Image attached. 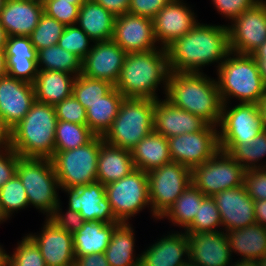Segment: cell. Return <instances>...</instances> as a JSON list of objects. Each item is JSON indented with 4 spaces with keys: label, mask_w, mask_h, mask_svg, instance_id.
<instances>
[{
    "label": "cell",
    "mask_w": 266,
    "mask_h": 266,
    "mask_svg": "<svg viewBox=\"0 0 266 266\" xmlns=\"http://www.w3.org/2000/svg\"><path fill=\"white\" fill-rule=\"evenodd\" d=\"M166 50L170 72L201 73L212 63L219 68L230 52L228 27L198 22Z\"/></svg>",
    "instance_id": "6da1fadb"
},
{
    "label": "cell",
    "mask_w": 266,
    "mask_h": 266,
    "mask_svg": "<svg viewBox=\"0 0 266 266\" xmlns=\"http://www.w3.org/2000/svg\"><path fill=\"white\" fill-rule=\"evenodd\" d=\"M164 97L174 106L218 127L223 103L216 79L204 72H170Z\"/></svg>",
    "instance_id": "7a4b0ae2"
},
{
    "label": "cell",
    "mask_w": 266,
    "mask_h": 266,
    "mask_svg": "<svg viewBox=\"0 0 266 266\" xmlns=\"http://www.w3.org/2000/svg\"><path fill=\"white\" fill-rule=\"evenodd\" d=\"M170 69L167 50L158 48L146 52L127 53L115 88L125 98H158V86L167 91ZM157 90V91H156Z\"/></svg>",
    "instance_id": "3957f363"
},
{
    "label": "cell",
    "mask_w": 266,
    "mask_h": 266,
    "mask_svg": "<svg viewBox=\"0 0 266 266\" xmlns=\"http://www.w3.org/2000/svg\"><path fill=\"white\" fill-rule=\"evenodd\" d=\"M57 121L53 105L35 101L24 118L8 132V145L21 158L51 159Z\"/></svg>",
    "instance_id": "277c9868"
},
{
    "label": "cell",
    "mask_w": 266,
    "mask_h": 266,
    "mask_svg": "<svg viewBox=\"0 0 266 266\" xmlns=\"http://www.w3.org/2000/svg\"><path fill=\"white\" fill-rule=\"evenodd\" d=\"M217 70V85L223 104L236 98L239 103L259 104L266 86L253 55L230 51Z\"/></svg>",
    "instance_id": "5b68a950"
},
{
    "label": "cell",
    "mask_w": 266,
    "mask_h": 266,
    "mask_svg": "<svg viewBox=\"0 0 266 266\" xmlns=\"http://www.w3.org/2000/svg\"><path fill=\"white\" fill-rule=\"evenodd\" d=\"M148 98H125L117 117L103 139L106 143L130 150L154 131V105Z\"/></svg>",
    "instance_id": "8992f818"
},
{
    "label": "cell",
    "mask_w": 266,
    "mask_h": 266,
    "mask_svg": "<svg viewBox=\"0 0 266 266\" xmlns=\"http://www.w3.org/2000/svg\"><path fill=\"white\" fill-rule=\"evenodd\" d=\"M16 175L22 182L29 205L48 218L60 202V185L51 159L20 158Z\"/></svg>",
    "instance_id": "52a82bcc"
},
{
    "label": "cell",
    "mask_w": 266,
    "mask_h": 266,
    "mask_svg": "<svg viewBox=\"0 0 266 266\" xmlns=\"http://www.w3.org/2000/svg\"><path fill=\"white\" fill-rule=\"evenodd\" d=\"M100 136L73 150L58 151L51 158L60 187H79L97 182Z\"/></svg>",
    "instance_id": "ba28073f"
},
{
    "label": "cell",
    "mask_w": 266,
    "mask_h": 266,
    "mask_svg": "<svg viewBox=\"0 0 266 266\" xmlns=\"http://www.w3.org/2000/svg\"><path fill=\"white\" fill-rule=\"evenodd\" d=\"M246 170L227 152L219 150L201 165L191 169V184L205 196L240 187Z\"/></svg>",
    "instance_id": "9c48e42d"
},
{
    "label": "cell",
    "mask_w": 266,
    "mask_h": 266,
    "mask_svg": "<svg viewBox=\"0 0 266 266\" xmlns=\"http://www.w3.org/2000/svg\"><path fill=\"white\" fill-rule=\"evenodd\" d=\"M105 191L114 216L120 223H129V219L146 206L151 211L147 172L135 168L120 180L106 184Z\"/></svg>",
    "instance_id": "30bf717a"
},
{
    "label": "cell",
    "mask_w": 266,
    "mask_h": 266,
    "mask_svg": "<svg viewBox=\"0 0 266 266\" xmlns=\"http://www.w3.org/2000/svg\"><path fill=\"white\" fill-rule=\"evenodd\" d=\"M191 184V169L170 162L148 172L151 214L158 220Z\"/></svg>",
    "instance_id": "8fae6325"
},
{
    "label": "cell",
    "mask_w": 266,
    "mask_h": 266,
    "mask_svg": "<svg viewBox=\"0 0 266 266\" xmlns=\"http://www.w3.org/2000/svg\"><path fill=\"white\" fill-rule=\"evenodd\" d=\"M218 130L208 124L201 131L167 138L172 162L192 169L209 160L220 150Z\"/></svg>",
    "instance_id": "7c38bea8"
},
{
    "label": "cell",
    "mask_w": 266,
    "mask_h": 266,
    "mask_svg": "<svg viewBox=\"0 0 266 266\" xmlns=\"http://www.w3.org/2000/svg\"><path fill=\"white\" fill-rule=\"evenodd\" d=\"M228 105L222 106L218 125L219 143H247L264 130L258 104L238 103L234 107Z\"/></svg>",
    "instance_id": "4fadbf2b"
},
{
    "label": "cell",
    "mask_w": 266,
    "mask_h": 266,
    "mask_svg": "<svg viewBox=\"0 0 266 266\" xmlns=\"http://www.w3.org/2000/svg\"><path fill=\"white\" fill-rule=\"evenodd\" d=\"M230 23V51L252 55L266 41V2L261 0Z\"/></svg>",
    "instance_id": "5bb4252c"
},
{
    "label": "cell",
    "mask_w": 266,
    "mask_h": 266,
    "mask_svg": "<svg viewBox=\"0 0 266 266\" xmlns=\"http://www.w3.org/2000/svg\"><path fill=\"white\" fill-rule=\"evenodd\" d=\"M35 101L33 84L8 74L0 78V122L8 132L24 118Z\"/></svg>",
    "instance_id": "9a60e30c"
},
{
    "label": "cell",
    "mask_w": 266,
    "mask_h": 266,
    "mask_svg": "<svg viewBox=\"0 0 266 266\" xmlns=\"http://www.w3.org/2000/svg\"><path fill=\"white\" fill-rule=\"evenodd\" d=\"M126 53L146 52L157 46L153 19L124 13L117 16L112 38Z\"/></svg>",
    "instance_id": "2e32d148"
},
{
    "label": "cell",
    "mask_w": 266,
    "mask_h": 266,
    "mask_svg": "<svg viewBox=\"0 0 266 266\" xmlns=\"http://www.w3.org/2000/svg\"><path fill=\"white\" fill-rule=\"evenodd\" d=\"M60 188L69 196L68 208L79 212L85 221H102L106 224L119 222L106 196L105 185L101 182Z\"/></svg>",
    "instance_id": "e0dca14e"
},
{
    "label": "cell",
    "mask_w": 266,
    "mask_h": 266,
    "mask_svg": "<svg viewBox=\"0 0 266 266\" xmlns=\"http://www.w3.org/2000/svg\"><path fill=\"white\" fill-rule=\"evenodd\" d=\"M93 43L82 60L81 74L108 81L115 86L127 53L113 39Z\"/></svg>",
    "instance_id": "ac0fdd59"
},
{
    "label": "cell",
    "mask_w": 266,
    "mask_h": 266,
    "mask_svg": "<svg viewBox=\"0 0 266 266\" xmlns=\"http://www.w3.org/2000/svg\"><path fill=\"white\" fill-rule=\"evenodd\" d=\"M186 5L183 0H172L153 18L156 41L161 48L166 49L198 23L194 10Z\"/></svg>",
    "instance_id": "d6986e66"
},
{
    "label": "cell",
    "mask_w": 266,
    "mask_h": 266,
    "mask_svg": "<svg viewBox=\"0 0 266 266\" xmlns=\"http://www.w3.org/2000/svg\"><path fill=\"white\" fill-rule=\"evenodd\" d=\"M191 266H231L232 256L227 233H187Z\"/></svg>",
    "instance_id": "ffe728a7"
},
{
    "label": "cell",
    "mask_w": 266,
    "mask_h": 266,
    "mask_svg": "<svg viewBox=\"0 0 266 266\" xmlns=\"http://www.w3.org/2000/svg\"><path fill=\"white\" fill-rule=\"evenodd\" d=\"M44 223L40 233H29L27 235L40 249L46 266L74 265L73 234L59 229L48 218Z\"/></svg>",
    "instance_id": "44dd1931"
},
{
    "label": "cell",
    "mask_w": 266,
    "mask_h": 266,
    "mask_svg": "<svg viewBox=\"0 0 266 266\" xmlns=\"http://www.w3.org/2000/svg\"><path fill=\"white\" fill-rule=\"evenodd\" d=\"M213 198L225 232L256 223L254 200L248 195L244 185L223 190Z\"/></svg>",
    "instance_id": "7402d4cb"
},
{
    "label": "cell",
    "mask_w": 266,
    "mask_h": 266,
    "mask_svg": "<svg viewBox=\"0 0 266 266\" xmlns=\"http://www.w3.org/2000/svg\"><path fill=\"white\" fill-rule=\"evenodd\" d=\"M154 131L167 138L203 130L208 123L199 116L174 106L166 98L154 105Z\"/></svg>",
    "instance_id": "603a6c76"
},
{
    "label": "cell",
    "mask_w": 266,
    "mask_h": 266,
    "mask_svg": "<svg viewBox=\"0 0 266 266\" xmlns=\"http://www.w3.org/2000/svg\"><path fill=\"white\" fill-rule=\"evenodd\" d=\"M140 255V266H188V235L185 231H172L151 244Z\"/></svg>",
    "instance_id": "cb8c5ba5"
},
{
    "label": "cell",
    "mask_w": 266,
    "mask_h": 266,
    "mask_svg": "<svg viewBox=\"0 0 266 266\" xmlns=\"http://www.w3.org/2000/svg\"><path fill=\"white\" fill-rule=\"evenodd\" d=\"M44 13L39 0H6L0 11V23L10 36H30Z\"/></svg>",
    "instance_id": "d4e9b609"
},
{
    "label": "cell",
    "mask_w": 266,
    "mask_h": 266,
    "mask_svg": "<svg viewBox=\"0 0 266 266\" xmlns=\"http://www.w3.org/2000/svg\"><path fill=\"white\" fill-rule=\"evenodd\" d=\"M135 169L131 151L112 146L100 136L97 182L103 185L120 180Z\"/></svg>",
    "instance_id": "484cf974"
},
{
    "label": "cell",
    "mask_w": 266,
    "mask_h": 266,
    "mask_svg": "<svg viewBox=\"0 0 266 266\" xmlns=\"http://www.w3.org/2000/svg\"><path fill=\"white\" fill-rule=\"evenodd\" d=\"M116 17L94 0H86L79 8L76 25L94 42L113 38Z\"/></svg>",
    "instance_id": "4316f807"
},
{
    "label": "cell",
    "mask_w": 266,
    "mask_h": 266,
    "mask_svg": "<svg viewBox=\"0 0 266 266\" xmlns=\"http://www.w3.org/2000/svg\"><path fill=\"white\" fill-rule=\"evenodd\" d=\"M75 79L61 71L38 70L33 83L36 101L55 106L72 95Z\"/></svg>",
    "instance_id": "83f0119b"
},
{
    "label": "cell",
    "mask_w": 266,
    "mask_h": 266,
    "mask_svg": "<svg viewBox=\"0 0 266 266\" xmlns=\"http://www.w3.org/2000/svg\"><path fill=\"white\" fill-rule=\"evenodd\" d=\"M136 169L149 172L172 162L167 137L153 131L131 149Z\"/></svg>",
    "instance_id": "f1b7e54d"
},
{
    "label": "cell",
    "mask_w": 266,
    "mask_h": 266,
    "mask_svg": "<svg viewBox=\"0 0 266 266\" xmlns=\"http://www.w3.org/2000/svg\"><path fill=\"white\" fill-rule=\"evenodd\" d=\"M120 222L106 224L102 221H85L82 228L73 234L75 257L105 252L114 229Z\"/></svg>",
    "instance_id": "f546056e"
},
{
    "label": "cell",
    "mask_w": 266,
    "mask_h": 266,
    "mask_svg": "<svg viewBox=\"0 0 266 266\" xmlns=\"http://www.w3.org/2000/svg\"><path fill=\"white\" fill-rule=\"evenodd\" d=\"M232 253L240 260L258 261L266 255V228L254 223L245 228L226 231Z\"/></svg>",
    "instance_id": "4dcf8cb0"
},
{
    "label": "cell",
    "mask_w": 266,
    "mask_h": 266,
    "mask_svg": "<svg viewBox=\"0 0 266 266\" xmlns=\"http://www.w3.org/2000/svg\"><path fill=\"white\" fill-rule=\"evenodd\" d=\"M134 229L129 223H120L113 231L111 241L105 250L109 266H140V257H135ZM134 253V254H133Z\"/></svg>",
    "instance_id": "1f68e13d"
},
{
    "label": "cell",
    "mask_w": 266,
    "mask_h": 266,
    "mask_svg": "<svg viewBox=\"0 0 266 266\" xmlns=\"http://www.w3.org/2000/svg\"><path fill=\"white\" fill-rule=\"evenodd\" d=\"M124 99L125 97L114 87L86 109V125L96 136H104L111 128Z\"/></svg>",
    "instance_id": "d6a6232c"
},
{
    "label": "cell",
    "mask_w": 266,
    "mask_h": 266,
    "mask_svg": "<svg viewBox=\"0 0 266 266\" xmlns=\"http://www.w3.org/2000/svg\"><path fill=\"white\" fill-rule=\"evenodd\" d=\"M204 197L199 189L190 184L159 220L168 218L174 226L185 230L193 222Z\"/></svg>",
    "instance_id": "836d02e7"
},
{
    "label": "cell",
    "mask_w": 266,
    "mask_h": 266,
    "mask_svg": "<svg viewBox=\"0 0 266 266\" xmlns=\"http://www.w3.org/2000/svg\"><path fill=\"white\" fill-rule=\"evenodd\" d=\"M220 150L229 153L246 171L265 168L259 161L266 156V131L247 143H219ZM259 164V165H258Z\"/></svg>",
    "instance_id": "e575fe53"
},
{
    "label": "cell",
    "mask_w": 266,
    "mask_h": 266,
    "mask_svg": "<svg viewBox=\"0 0 266 266\" xmlns=\"http://www.w3.org/2000/svg\"><path fill=\"white\" fill-rule=\"evenodd\" d=\"M38 70L61 71L74 76L82 72V60L58 44L37 51Z\"/></svg>",
    "instance_id": "d590c367"
},
{
    "label": "cell",
    "mask_w": 266,
    "mask_h": 266,
    "mask_svg": "<svg viewBox=\"0 0 266 266\" xmlns=\"http://www.w3.org/2000/svg\"><path fill=\"white\" fill-rule=\"evenodd\" d=\"M95 136L87 125L58 120L55 131L54 153L84 146Z\"/></svg>",
    "instance_id": "8d00e7d4"
},
{
    "label": "cell",
    "mask_w": 266,
    "mask_h": 266,
    "mask_svg": "<svg viewBox=\"0 0 266 266\" xmlns=\"http://www.w3.org/2000/svg\"><path fill=\"white\" fill-rule=\"evenodd\" d=\"M29 206L28 197L17 175L0 188V215L6 221L18 210Z\"/></svg>",
    "instance_id": "74e56055"
},
{
    "label": "cell",
    "mask_w": 266,
    "mask_h": 266,
    "mask_svg": "<svg viewBox=\"0 0 266 266\" xmlns=\"http://www.w3.org/2000/svg\"><path fill=\"white\" fill-rule=\"evenodd\" d=\"M113 88L114 85L108 81L92 79L80 74L74 80L72 94L87 109Z\"/></svg>",
    "instance_id": "f35d334b"
},
{
    "label": "cell",
    "mask_w": 266,
    "mask_h": 266,
    "mask_svg": "<svg viewBox=\"0 0 266 266\" xmlns=\"http://www.w3.org/2000/svg\"><path fill=\"white\" fill-rule=\"evenodd\" d=\"M222 227V230L219 228ZM218 228V229H217ZM223 231L222 221L213 197L205 196L193 222L185 229L186 233Z\"/></svg>",
    "instance_id": "ab89813d"
},
{
    "label": "cell",
    "mask_w": 266,
    "mask_h": 266,
    "mask_svg": "<svg viewBox=\"0 0 266 266\" xmlns=\"http://www.w3.org/2000/svg\"><path fill=\"white\" fill-rule=\"evenodd\" d=\"M65 25L43 13L38 25L31 33L30 40L36 51L56 45L63 34Z\"/></svg>",
    "instance_id": "60d3db41"
},
{
    "label": "cell",
    "mask_w": 266,
    "mask_h": 266,
    "mask_svg": "<svg viewBox=\"0 0 266 266\" xmlns=\"http://www.w3.org/2000/svg\"><path fill=\"white\" fill-rule=\"evenodd\" d=\"M91 42L94 41L81 28L77 25H69L65 26L57 44L83 60L92 48Z\"/></svg>",
    "instance_id": "b9f144b4"
},
{
    "label": "cell",
    "mask_w": 266,
    "mask_h": 266,
    "mask_svg": "<svg viewBox=\"0 0 266 266\" xmlns=\"http://www.w3.org/2000/svg\"><path fill=\"white\" fill-rule=\"evenodd\" d=\"M14 250L12 255L8 254L9 266H46L40 249L27 234Z\"/></svg>",
    "instance_id": "7bdbcfd3"
},
{
    "label": "cell",
    "mask_w": 266,
    "mask_h": 266,
    "mask_svg": "<svg viewBox=\"0 0 266 266\" xmlns=\"http://www.w3.org/2000/svg\"><path fill=\"white\" fill-rule=\"evenodd\" d=\"M42 2L45 14L53 17L65 26L76 25L81 5L60 0H43Z\"/></svg>",
    "instance_id": "ee69618b"
},
{
    "label": "cell",
    "mask_w": 266,
    "mask_h": 266,
    "mask_svg": "<svg viewBox=\"0 0 266 266\" xmlns=\"http://www.w3.org/2000/svg\"><path fill=\"white\" fill-rule=\"evenodd\" d=\"M56 116L58 120L68 121L80 125H86L87 116L86 109L73 96V94L55 106Z\"/></svg>",
    "instance_id": "f6af8a7d"
},
{
    "label": "cell",
    "mask_w": 266,
    "mask_h": 266,
    "mask_svg": "<svg viewBox=\"0 0 266 266\" xmlns=\"http://www.w3.org/2000/svg\"><path fill=\"white\" fill-rule=\"evenodd\" d=\"M6 59L37 60V51L28 36H10L5 45Z\"/></svg>",
    "instance_id": "bcb514c9"
},
{
    "label": "cell",
    "mask_w": 266,
    "mask_h": 266,
    "mask_svg": "<svg viewBox=\"0 0 266 266\" xmlns=\"http://www.w3.org/2000/svg\"><path fill=\"white\" fill-rule=\"evenodd\" d=\"M61 202L55 207L53 213L48 217L59 229L74 234L80 230L85 222L83 216L79 212H75L67 208L66 213L63 214Z\"/></svg>",
    "instance_id": "7dc6e473"
},
{
    "label": "cell",
    "mask_w": 266,
    "mask_h": 266,
    "mask_svg": "<svg viewBox=\"0 0 266 266\" xmlns=\"http://www.w3.org/2000/svg\"><path fill=\"white\" fill-rule=\"evenodd\" d=\"M243 185L254 201L266 200V167L247 170Z\"/></svg>",
    "instance_id": "c3c4849f"
},
{
    "label": "cell",
    "mask_w": 266,
    "mask_h": 266,
    "mask_svg": "<svg viewBox=\"0 0 266 266\" xmlns=\"http://www.w3.org/2000/svg\"><path fill=\"white\" fill-rule=\"evenodd\" d=\"M7 74L13 78L33 84L37 77V60L25 59H6Z\"/></svg>",
    "instance_id": "681fc988"
},
{
    "label": "cell",
    "mask_w": 266,
    "mask_h": 266,
    "mask_svg": "<svg viewBox=\"0 0 266 266\" xmlns=\"http://www.w3.org/2000/svg\"><path fill=\"white\" fill-rule=\"evenodd\" d=\"M261 0H212L218 13L232 22L244 11L254 7Z\"/></svg>",
    "instance_id": "f907efd6"
},
{
    "label": "cell",
    "mask_w": 266,
    "mask_h": 266,
    "mask_svg": "<svg viewBox=\"0 0 266 266\" xmlns=\"http://www.w3.org/2000/svg\"><path fill=\"white\" fill-rule=\"evenodd\" d=\"M21 157L9 145L0 148V188L16 175Z\"/></svg>",
    "instance_id": "816d5d0a"
},
{
    "label": "cell",
    "mask_w": 266,
    "mask_h": 266,
    "mask_svg": "<svg viewBox=\"0 0 266 266\" xmlns=\"http://www.w3.org/2000/svg\"><path fill=\"white\" fill-rule=\"evenodd\" d=\"M172 0H130L128 13L153 19Z\"/></svg>",
    "instance_id": "f5cc1de1"
},
{
    "label": "cell",
    "mask_w": 266,
    "mask_h": 266,
    "mask_svg": "<svg viewBox=\"0 0 266 266\" xmlns=\"http://www.w3.org/2000/svg\"><path fill=\"white\" fill-rule=\"evenodd\" d=\"M115 17L128 13L130 0H94Z\"/></svg>",
    "instance_id": "db71d44e"
},
{
    "label": "cell",
    "mask_w": 266,
    "mask_h": 266,
    "mask_svg": "<svg viewBox=\"0 0 266 266\" xmlns=\"http://www.w3.org/2000/svg\"><path fill=\"white\" fill-rule=\"evenodd\" d=\"M74 266H109L105 253L88 254L75 257Z\"/></svg>",
    "instance_id": "11a10c76"
},
{
    "label": "cell",
    "mask_w": 266,
    "mask_h": 266,
    "mask_svg": "<svg viewBox=\"0 0 266 266\" xmlns=\"http://www.w3.org/2000/svg\"><path fill=\"white\" fill-rule=\"evenodd\" d=\"M256 223L266 228V200L254 201Z\"/></svg>",
    "instance_id": "9f6ffc18"
},
{
    "label": "cell",
    "mask_w": 266,
    "mask_h": 266,
    "mask_svg": "<svg viewBox=\"0 0 266 266\" xmlns=\"http://www.w3.org/2000/svg\"><path fill=\"white\" fill-rule=\"evenodd\" d=\"M258 105L261 112L263 128L264 131H266V90L265 93L262 95L261 101Z\"/></svg>",
    "instance_id": "6f0895ef"
},
{
    "label": "cell",
    "mask_w": 266,
    "mask_h": 266,
    "mask_svg": "<svg viewBox=\"0 0 266 266\" xmlns=\"http://www.w3.org/2000/svg\"><path fill=\"white\" fill-rule=\"evenodd\" d=\"M7 75V61L5 50H0V78Z\"/></svg>",
    "instance_id": "680465c9"
},
{
    "label": "cell",
    "mask_w": 266,
    "mask_h": 266,
    "mask_svg": "<svg viewBox=\"0 0 266 266\" xmlns=\"http://www.w3.org/2000/svg\"><path fill=\"white\" fill-rule=\"evenodd\" d=\"M8 145V131L3 127L0 122V148Z\"/></svg>",
    "instance_id": "91938a15"
},
{
    "label": "cell",
    "mask_w": 266,
    "mask_h": 266,
    "mask_svg": "<svg viewBox=\"0 0 266 266\" xmlns=\"http://www.w3.org/2000/svg\"><path fill=\"white\" fill-rule=\"evenodd\" d=\"M259 66L260 75L264 85L266 86V59H255Z\"/></svg>",
    "instance_id": "94428289"
},
{
    "label": "cell",
    "mask_w": 266,
    "mask_h": 266,
    "mask_svg": "<svg viewBox=\"0 0 266 266\" xmlns=\"http://www.w3.org/2000/svg\"><path fill=\"white\" fill-rule=\"evenodd\" d=\"M252 55L255 59H266V41Z\"/></svg>",
    "instance_id": "6125c7cd"
},
{
    "label": "cell",
    "mask_w": 266,
    "mask_h": 266,
    "mask_svg": "<svg viewBox=\"0 0 266 266\" xmlns=\"http://www.w3.org/2000/svg\"><path fill=\"white\" fill-rule=\"evenodd\" d=\"M231 266H259L256 260H237L234 261Z\"/></svg>",
    "instance_id": "be15d7a7"
},
{
    "label": "cell",
    "mask_w": 266,
    "mask_h": 266,
    "mask_svg": "<svg viewBox=\"0 0 266 266\" xmlns=\"http://www.w3.org/2000/svg\"><path fill=\"white\" fill-rule=\"evenodd\" d=\"M7 39H8V35L0 23V50H5Z\"/></svg>",
    "instance_id": "e7e4bbea"
},
{
    "label": "cell",
    "mask_w": 266,
    "mask_h": 266,
    "mask_svg": "<svg viewBox=\"0 0 266 266\" xmlns=\"http://www.w3.org/2000/svg\"><path fill=\"white\" fill-rule=\"evenodd\" d=\"M8 262V253L0 245V266H4Z\"/></svg>",
    "instance_id": "03108f58"
},
{
    "label": "cell",
    "mask_w": 266,
    "mask_h": 266,
    "mask_svg": "<svg viewBox=\"0 0 266 266\" xmlns=\"http://www.w3.org/2000/svg\"><path fill=\"white\" fill-rule=\"evenodd\" d=\"M60 1L69 2L75 5H82L86 0H60Z\"/></svg>",
    "instance_id": "003e7915"
},
{
    "label": "cell",
    "mask_w": 266,
    "mask_h": 266,
    "mask_svg": "<svg viewBox=\"0 0 266 266\" xmlns=\"http://www.w3.org/2000/svg\"><path fill=\"white\" fill-rule=\"evenodd\" d=\"M257 262L259 263V266H266V255L260 258Z\"/></svg>",
    "instance_id": "a7ac6f4b"
},
{
    "label": "cell",
    "mask_w": 266,
    "mask_h": 266,
    "mask_svg": "<svg viewBox=\"0 0 266 266\" xmlns=\"http://www.w3.org/2000/svg\"><path fill=\"white\" fill-rule=\"evenodd\" d=\"M6 0H0V11L3 9Z\"/></svg>",
    "instance_id": "89a4df30"
},
{
    "label": "cell",
    "mask_w": 266,
    "mask_h": 266,
    "mask_svg": "<svg viewBox=\"0 0 266 266\" xmlns=\"http://www.w3.org/2000/svg\"><path fill=\"white\" fill-rule=\"evenodd\" d=\"M3 222H4V220L1 218V215H0V224Z\"/></svg>",
    "instance_id": "2644e50d"
}]
</instances>
